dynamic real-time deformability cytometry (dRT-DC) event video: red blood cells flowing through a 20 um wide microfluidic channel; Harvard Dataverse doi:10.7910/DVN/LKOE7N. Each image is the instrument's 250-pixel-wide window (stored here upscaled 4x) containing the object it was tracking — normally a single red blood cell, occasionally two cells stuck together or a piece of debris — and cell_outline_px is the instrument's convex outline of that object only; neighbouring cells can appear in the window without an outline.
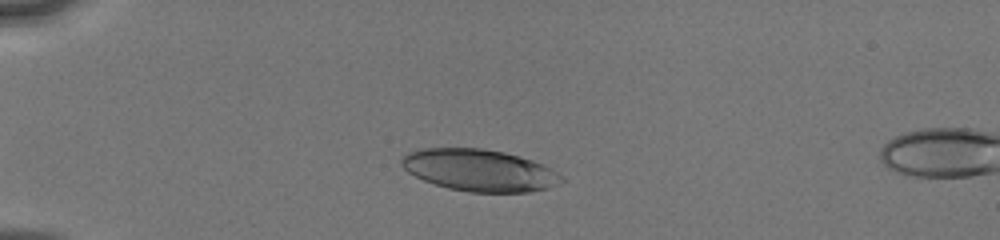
{"species": "human", "species_latin": "Homo sapiens", "temperature_condition": "cold", "stored_images_in_passage": 56, "camera_frame_rate_fps": 3000, "um_per_image_px": 0.085, "donor": {"sex": "male"}, "frame": {"image": 1, "passage_image": 14, "time_ms": 2.333, "image_size_px": [1000, 240], "cell_outline_px": [[564, 180], [548, 188], [528, 192], [472, 192], [448, 188], [424, 180], [408, 172], [400, 164], [400, 160], [408, 152], [420, 148], [480, 148], [504, 152], [520, 156], [544, 164], [552, 168], [564, 176]], "centroid_in_image_um": [40.77, 14.46], "position_along_channel_um": 44.2, "area_um2": 39.07}}
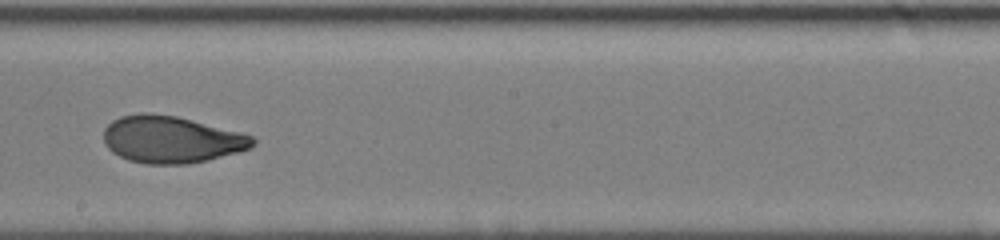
{"frame": {"image": 2, "passage_image": 42, "time_ms": 8.0, "image_size_px": [1000, 240], "cell_outline_px": [[256, 144], [252, 148], [208, 160], [188, 164], [144, 164], [128, 160], [112, 152], [104, 144], [104, 128], [112, 120], [120, 116], [140, 112], [148, 112], [176, 116], [244, 132], [252, 136], [256, 140]], "centroid_in_image_um": [14.57, 11.85], "position_along_channel_um": 233.6, "area_um2": 41.38}}
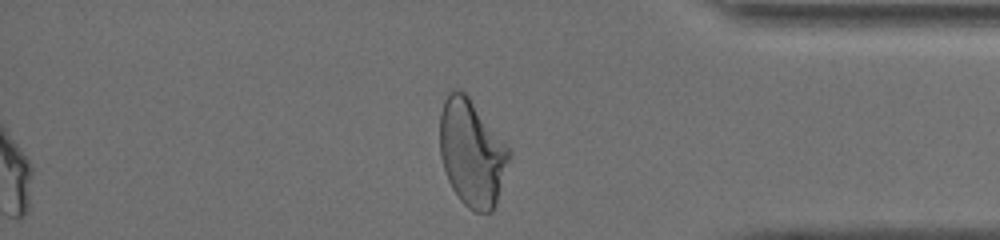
{"frame": {"image": 3, "passage_image": 55, "time_ms": 12.333, "image_size_px": [1000, 240], "cell_outline_px": [[512, 152], [496, 204], [492, 212], [476, 212], [468, 208], [460, 200], [452, 188], [448, 180], [440, 156], [440, 112], [444, 100], [448, 92], [452, 88], [460, 88], [468, 96], [512, 148]], "centroid_in_image_um": [40.12, 12.96], "position_along_channel_um": 395.1, "area_um2": 43.64}, "authors_computed_cell_mechanics": {"area_um2": 40.8357, "velocity_mm_per_s": 4.0662, "shape_relaxation_time_tau1_ms": 4.0437, "shape_relaxation_time_tau2_ms": 1.0497, "deformation_change_tau1": 0.1667, "deformation_change_tau2": 0.0677}}